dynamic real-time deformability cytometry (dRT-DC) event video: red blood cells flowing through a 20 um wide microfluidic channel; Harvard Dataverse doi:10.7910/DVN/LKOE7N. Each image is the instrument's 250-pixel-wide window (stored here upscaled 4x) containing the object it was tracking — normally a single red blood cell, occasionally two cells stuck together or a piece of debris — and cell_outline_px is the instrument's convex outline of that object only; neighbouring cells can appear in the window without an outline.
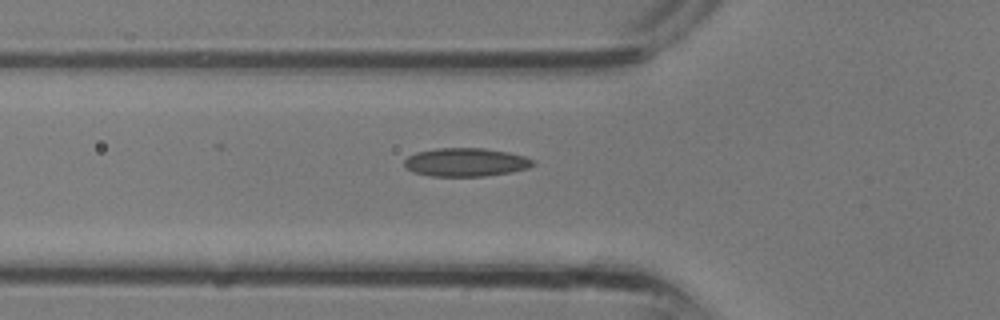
{"species": "common noctule bat (a hibernating species)", "species_latin": "Nyctalus noctula", "temperature_condition": "room temperature", "stored_images_in_passage": 22, "camera_frame_rate_fps": 3000, "um_per_image_px": 0.085, "animal": {"sex": "male", "body_mass_g": 13.3}, "frame": {"image": 1, "passage_image": 4, "time_ms": 1.0, "image_size_px": [1000, 320], "cell_outline_px": [[536, 164], [528, 168], [512, 172], [484, 176], [432, 176], [412, 172], [404, 164], [404, 160], [408, 156], [416, 152], [436, 148], [484, 148], [508, 152], [524, 156], [536, 160]], "centroid_in_image_um": [39.62, 13.78], "position_along_channel_um": 86.2, "area_um2": 21.44}}
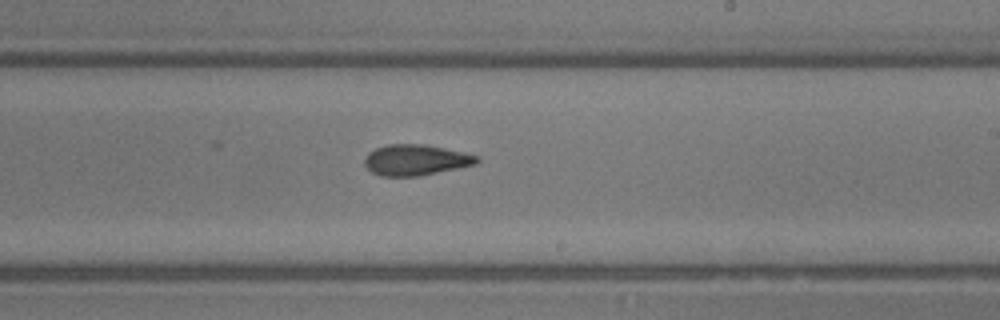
{"frame": {"image": 2, "passage_image": 12, "time_ms": 3.667, "image_size_px": [1000, 320], "cell_outline_px": [[480, 160], [476, 164], [460, 168], [420, 176], [380, 176], [372, 172], [364, 164], [364, 160], [368, 152], [376, 148], [388, 144], [424, 144], [464, 152], [480, 156]], "centroid_in_image_um": [35.36, 13.6], "position_along_channel_um": 253.6, "area_um2": 20.35}}
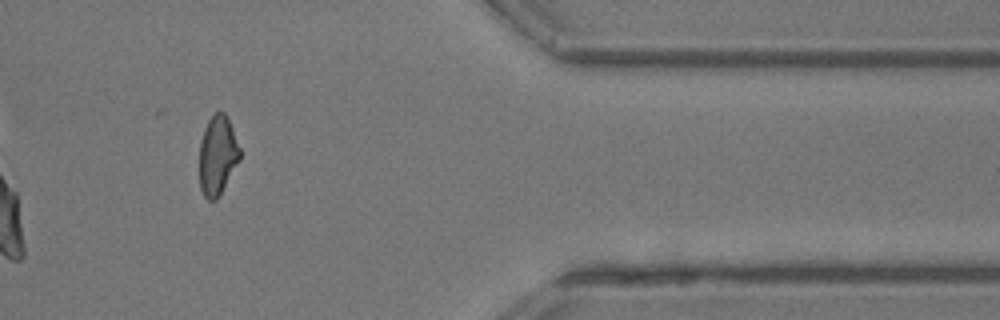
{"frame": {"image": 3, "passage_image": 20, "time_ms": 6.333, "image_size_px": [1000, 320], "cell_outline_px": [[240, 160], [216, 200], [208, 200], [204, 196], [200, 188], [200, 140], [204, 128], [208, 120], [216, 112], [224, 112], [232, 128], [240, 148]], "centroid_in_image_um": [18.48, 13.21], "position_along_channel_um": 392.9, "area_um2": 18.5}}